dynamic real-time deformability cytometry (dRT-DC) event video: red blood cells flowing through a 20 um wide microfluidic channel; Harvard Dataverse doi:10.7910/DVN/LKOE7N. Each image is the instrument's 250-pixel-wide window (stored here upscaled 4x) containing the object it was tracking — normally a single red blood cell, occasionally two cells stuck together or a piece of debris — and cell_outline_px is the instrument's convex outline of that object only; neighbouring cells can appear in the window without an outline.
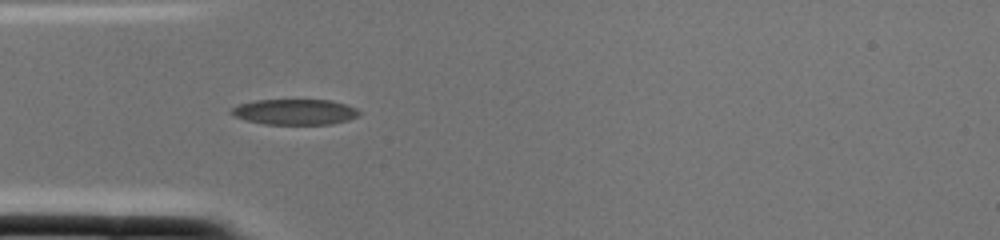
{"species": "common noctule bat (a hibernating species)", "species_latin": "Nyctalus noctula", "temperature_condition": "cold", "stored_images_in_passage": 2, "camera_frame_rate_fps": 3000, "um_per_image_px": 0.085, "animal": {"sex": "female", "body_mass_g": 22.0, "forearm_length_mm": 56.7}, "frame": {"image": 1, "passage_image": 2, "time_ms": 0.333, "image_size_px": [1000, 240], "cell_outline_px": [[360, 112], [356, 116], [348, 120], [332, 124], [264, 124], [244, 120], [232, 116], [228, 112], [232, 108], [240, 104], [256, 100], [332, 100], [356, 108]], "centroid_in_image_um": [25.01, 9.51], "position_along_channel_um": 60.0, "area_um2": 19.07}}